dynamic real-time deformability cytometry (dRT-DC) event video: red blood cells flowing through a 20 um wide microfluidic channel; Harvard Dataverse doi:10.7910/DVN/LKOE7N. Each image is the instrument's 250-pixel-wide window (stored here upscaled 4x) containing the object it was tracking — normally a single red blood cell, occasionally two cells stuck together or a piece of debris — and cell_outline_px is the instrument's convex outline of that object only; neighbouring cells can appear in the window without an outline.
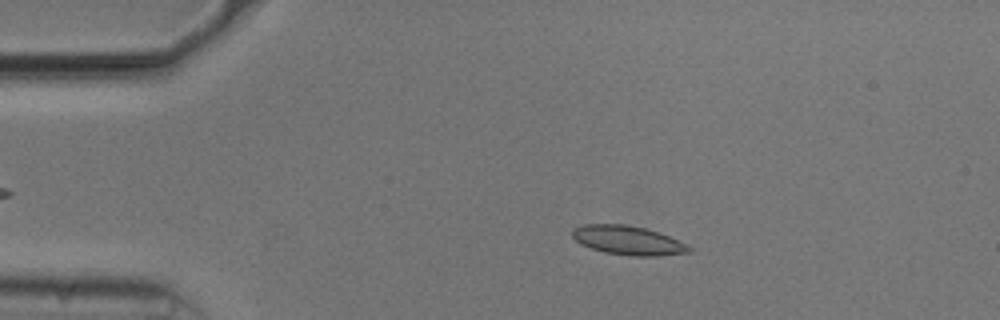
{"species": "common noctule bat (a hibernating species)", "species_latin": "Nyctalus noctula", "temperature_condition": "cold", "stored_images_in_passage": 54, "camera_frame_rate_fps": 3000, "um_per_image_px": 0.085, "animal": {"sex": "male", "body_mass_g": 20.5, "forearm_length_mm": 52.5}, "frame": {"image": 1, "passage_image": 10, "time_ms": 3.0, "image_size_px": [1000, 320], "cell_outline_px": [[692, 252], [656, 256], [632, 256], [604, 252], [580, 244], [572, 236], [572, 228], [584, 224], [624, 224], [644, 228], [668, 236], [688, 244], [692, 248]], "centroid_in_image_um": [53.37, 20.43], "position_along_channel_um": 31.6, "area_um2": 19.71}}
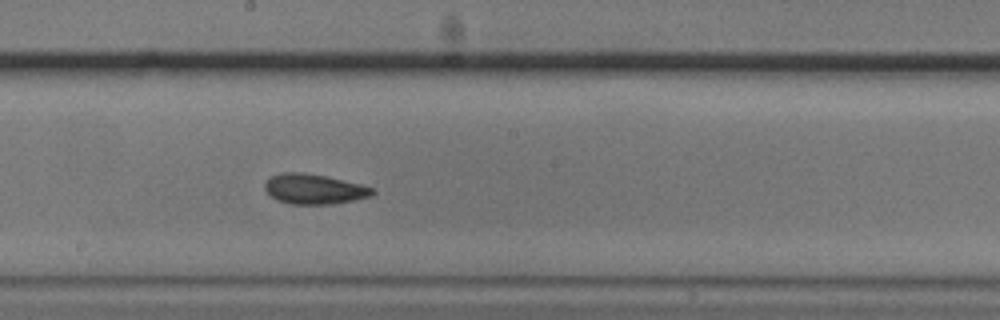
{"frame": {"image": 2, "passage_image": 29, "time_ms": 9.333, "image_size_px": [1000, 320], "cell_outline_px": [[376, 192], [372, 196], [332, 204], [288, 204], [276, 200], [264, 188], [264, 184], [272, 176], [280, 172], [300, 172], [324, 176], [360, 184], [376, 188]], "centroid_in_image_um": [26.71, 16.07], "position_along_channel_um": 221.5, "area_um2": 18.79}}
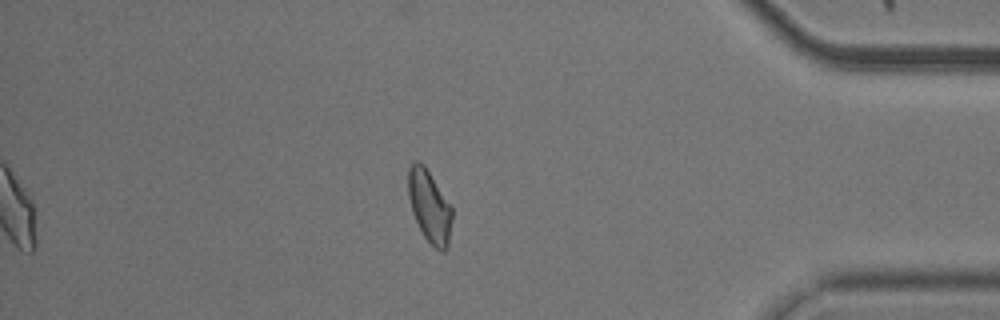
{"frame": {"image": 3, "passage_image": 46, "time_ms": 15.0, "image_size_px": [1000, 320], "cell_outline_px": [[452, 220], [448, 248], [444, 252], [440, 252], [424, 236], [412, 212], [408, 196], [408, 168], [416, 160], [424, 164], [452, 204]], "centroid_in_image_um": [36.53, 17.52], "position_along_channel_um": 398.7, "area_um2": 18.73}}